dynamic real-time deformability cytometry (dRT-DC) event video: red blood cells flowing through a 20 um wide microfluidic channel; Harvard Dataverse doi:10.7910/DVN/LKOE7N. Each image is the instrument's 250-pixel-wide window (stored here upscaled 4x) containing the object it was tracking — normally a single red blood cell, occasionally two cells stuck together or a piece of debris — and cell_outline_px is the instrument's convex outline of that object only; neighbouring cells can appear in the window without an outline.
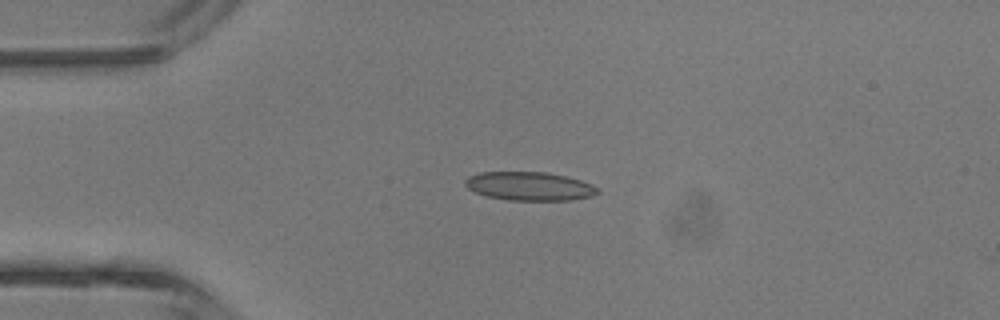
{"species": "common noctule bat (a hibernating species)", "species_latin": "Nyctalus noctula", "temperature_condition": "room temperature", "stored_images_in_passage": 3, "camera_frame_rate_fps": 3000, "um_per_image_px": 0.085, "animal": {"sex": "male", "body_mass_g": 13.3}, "frame": {"image": 1, "passage_image": 2, "time_ms": 1.333, "image_size_px": [1000, 320], "cell_outline_px": [[600, 192], [592, 196], [572, 200], [508, 200], [488, 196], [476, 192], [468, 188], [464, 184], [464, 180], [468, 176], [480, 172], [548, 172], [580, 180], [592, 184], [600, 188]], "centroid_in_image_um": [45.02, 15.82], "position_along_channel_um": 40.0, "area_um2": 22.14}}